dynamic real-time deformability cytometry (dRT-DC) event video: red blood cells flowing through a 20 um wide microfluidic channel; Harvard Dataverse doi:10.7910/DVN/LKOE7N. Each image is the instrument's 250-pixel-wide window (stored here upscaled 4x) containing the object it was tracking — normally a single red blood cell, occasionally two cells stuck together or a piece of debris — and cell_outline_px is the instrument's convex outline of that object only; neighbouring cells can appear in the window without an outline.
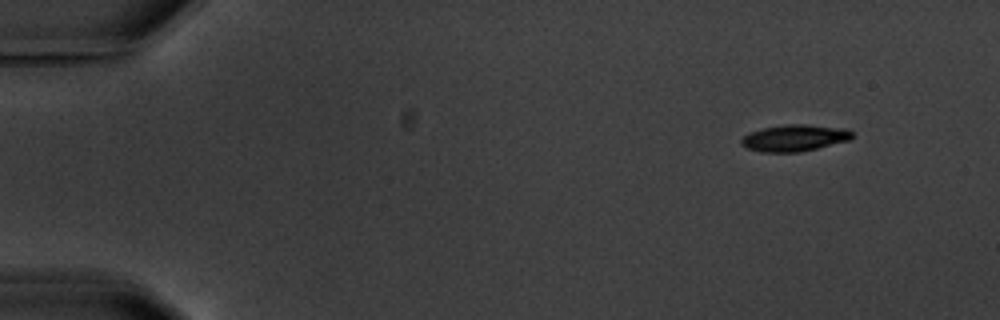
{"species": "common noctule bat (a hibernating species)", "species_latin": "Nyctalus noctula", "temperature_condition": "warm", "stored_images_in_passage": 5, "camera_frame_rate_fps": 3000, "um_per_image_px": 0.085, "animal": {"sex": "male", "body_mass_g": 20.1, "forearm_length_mm": 53.5}, "frame": {"image": 1, "passage_image": 1, "time_ms": 0.0, "image_size_px": [1000, 320], "cell_outline_px": [[852, 140], [800, 152], [764, 152], [748, 148], [740, 144], [740, 140], [744, 136], [752, 132], [764, 128], [784, 124], [804, 124], [848, 128], [852, 132]], "centroid_in_image_um": [67.59, 11.72], "position_along_channel_um": 17.4, "area_um2": 17.22}}
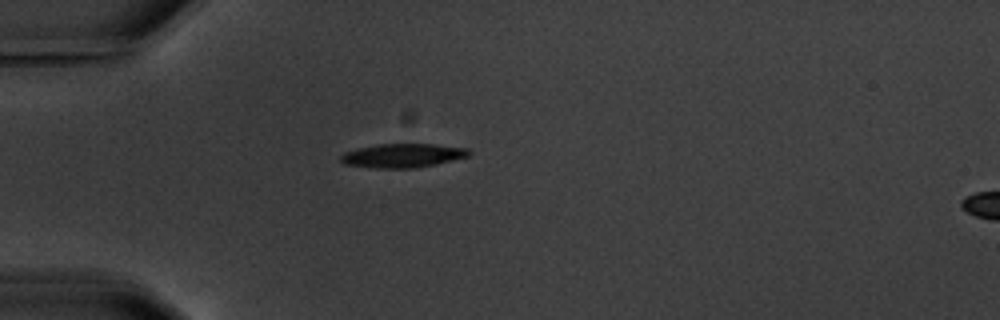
{"frame": {"image": 2, "passage_image": 4, "time_ms": 3.667, "image_size_px": [1000, 320], "cell_outline_px": [[472, 152], [468, 156], [436, 164], [416, 168], [376, 168], [344, 164], [340, 160], [340, 156], [344, 152], [356, 148], [376, 144], [432, 144], [468, 148]], "centroid_in_image_um": [34.2, 13.22], "position_along_channel_um": 50.8, "area_um2": 17.92}}